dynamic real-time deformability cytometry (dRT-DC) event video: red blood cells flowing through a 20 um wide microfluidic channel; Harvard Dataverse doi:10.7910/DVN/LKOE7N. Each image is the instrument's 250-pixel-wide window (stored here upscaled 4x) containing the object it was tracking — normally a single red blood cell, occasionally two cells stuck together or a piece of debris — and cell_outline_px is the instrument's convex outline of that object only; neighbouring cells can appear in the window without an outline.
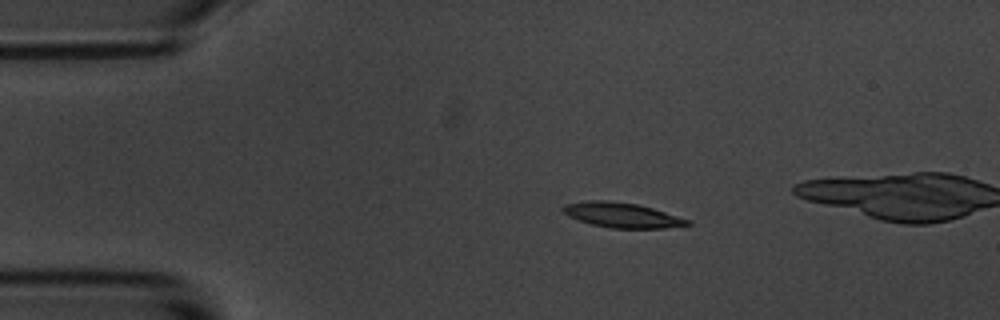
{"species": "common noctule bat (a hibernating species)", "species_latin": "Nyctalus noctula", "temperature_condition": "room temperature", "stored_images_in_passage": 9, "camera_frame_rate_fps": 3000, "um_per_image_px": 0.085, "animal": {"sex": "male", "body_mass_g": 20.1, "forearm_length_mm": 53.5}, "frame": {"image": 1, "passage_image": 3, "time_ms": 2.333, "image_size_px": [1000, 320], "cell_outline_px": [[692, 224], [664, 228], [612, 228], [592, 224], [568, 216], [560, 208], [564, 204], [588, 200], [608, 200], [636, 204], [652, 208], [692, 220]], "centroid_in_image_um": [52.87, 18.27], "position_along_channel_um": 32.1, "area_um2": 18.03}}
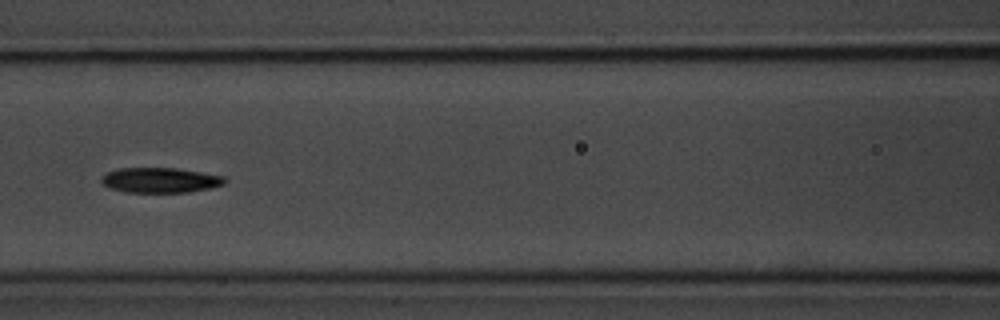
{"frame": {"image": 2, "passage_image": 7, "time_ms": 7.0, "image_size_px": [1000, 320], "cell_outline_px": [[228, 180], [224, 184], [212, 188], [188, 192], [124, 192], [112, 188], [104, 184], [100, 180], [100, 176], [108, 172], [120, 168], [176, 168], [224, 176]], "centroid_in_image_um": [13.64, 15.31], "position_along_channel_um": 153.0, "area_um2": 18.03}}
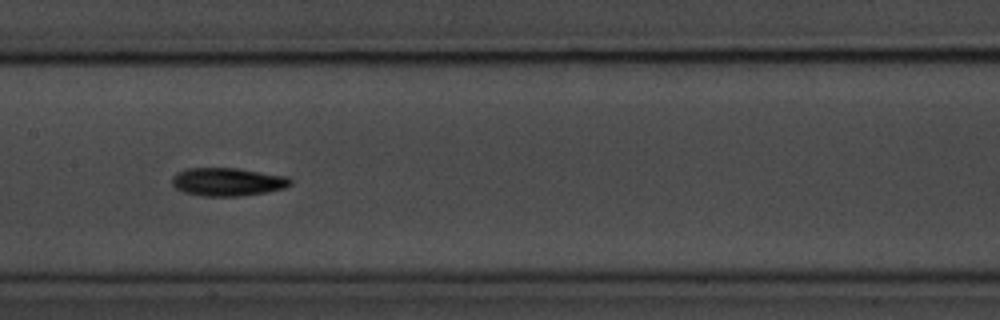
{"frame": {"image": 3, "passage_image": 8, "time_ms": 8.0, "image_size_px": [1000, 320], "cell_outline_px": [[292, 184], [284, 188], [264, 192], [240, 196], [200, 196], [184, 192], [176, 188], [172, 184], [172, 176], [176, 172], [188, 168], [236, 168], [288, 176], [292, 180]], "centroid_in_image_um": [19.33, 15.45], "position_along_channel_um": 188.1, "area_um2": 19.48}}